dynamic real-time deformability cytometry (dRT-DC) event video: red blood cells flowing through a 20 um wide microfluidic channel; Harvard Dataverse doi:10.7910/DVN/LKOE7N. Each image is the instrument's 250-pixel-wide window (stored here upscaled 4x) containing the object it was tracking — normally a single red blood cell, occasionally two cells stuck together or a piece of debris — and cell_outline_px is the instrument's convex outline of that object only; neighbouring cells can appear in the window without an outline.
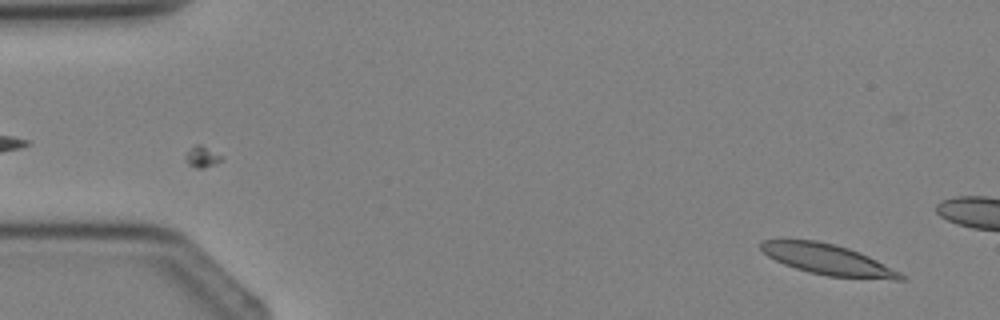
{"species": "Egyptian fruit bat (a non-hibernating species)", "species_latin": "Rousettus aegyptiacus", "temperature_condition": "cold", "stored_images_in_passage": 3, "camera_frame_rate_fps": 3000, "um_per_image_px": 0.085, "animal": {"sex": "female"}, "frame": {"image": 1, "passage_image": 3, "time_ms": 2.333, "image_size_px": [1000, 320], "cell_outline_px": [[904, 280], [896, 280], [828, 276], [796, 268], [784, 264], [768, 256], [760, 248], [760, 240], [816, 240], [836, 244], [860, 252], [900, 272], [904, 276]], "centroid_in_image_um": [70.37, 22.06], "position_along_channel_um": 14.6, "area_um2": 24.62}}